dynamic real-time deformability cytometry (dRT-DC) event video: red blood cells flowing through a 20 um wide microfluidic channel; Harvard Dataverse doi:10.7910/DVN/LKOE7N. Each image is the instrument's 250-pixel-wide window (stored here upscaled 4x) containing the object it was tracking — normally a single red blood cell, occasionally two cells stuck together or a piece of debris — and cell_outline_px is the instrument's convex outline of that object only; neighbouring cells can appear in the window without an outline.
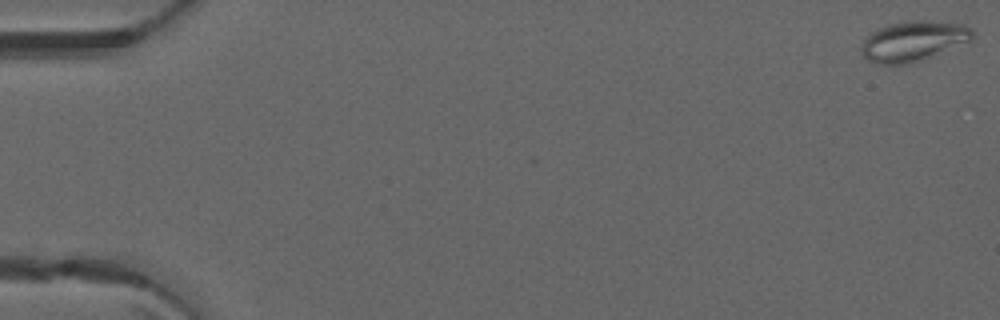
{"species": "common noctule bat (a hibernating species)", "species_latin": "Nyctalus noctula", "temperature_condition": "warm", "stored_images_in_passage": 26, "camera_frame_rate_fps": 3000, "um_per_image_px": 0.085, "animal": {"sex": "male", "forearm_length_mm": 52.5}, "frame": {"image": 1, "passage_image": 1, "time_ms": 0.0, "image_size_px": [1000, 320], "cell_outline_px": [[976, 32], [972, 40], [908, 64], [876, 64], [868, 60], [860, 52], [860, 48], [868, 32], [876, 28], [888, 24], [904, 20], [928, 20], [964, 24], [972, 28]], "centroid_in_image_um": [77.6, 3.46], "position_along_channel_um": 7.4, "area_um2": 26.3}}
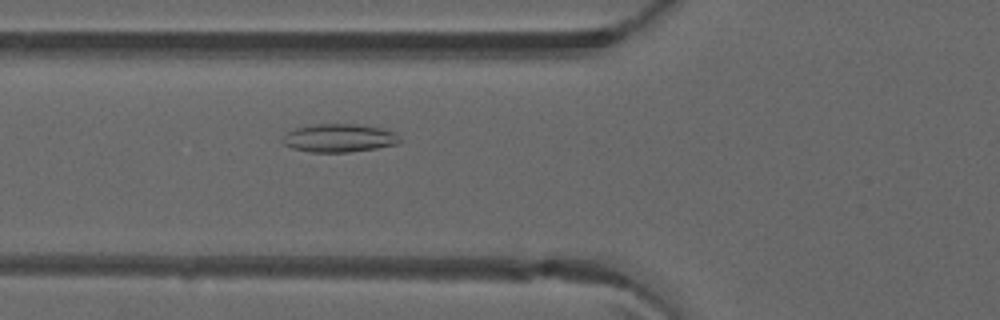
{"frame": {"image": 2, "passage_image": 20, "time_ms": 6.333, "image_size_px": [1000, 320], "cell_outline_px": [[400, 140], [396, 144], [376, 148], [348, 152], [312, 152], [292, 148], [284, 144], [280, 140], [280, 136], [292, 128], [316, 124], [356, 124], [380, 128], [392, 132]], "centroid_in_image_um": [28.71, 11.73], "position_along_channel_um": 97.1, "area_um2": 19.19}}
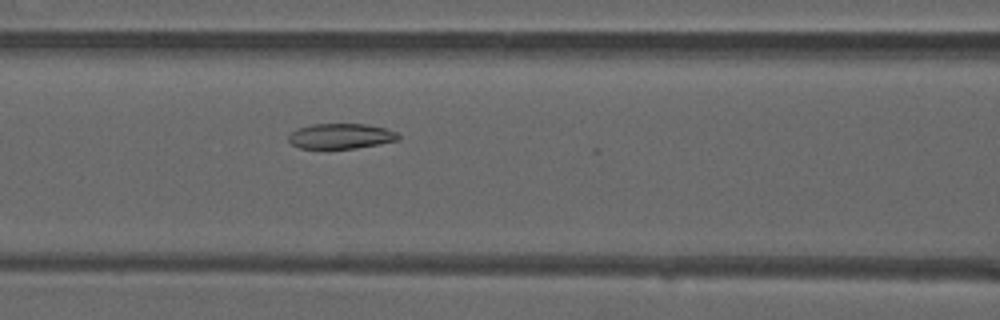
{"frame": {"image": 3, "passage_image": 23, "time_ms": 7.333, "image_size_px": [1000, 320], "cell_outline_px": [[400, 140], [380, 144], [356, 148], [300, 148], [292, 144], [288, 140], [288, 136], [292, 132], [300, 128], [312, 124], [368, 124], [384, 128], [396, 132], [400, 136]], "centroid_in_image_um": [29.01, 11.57], "position_along_channel_um": 137.6, "area_um2": 16.07}}